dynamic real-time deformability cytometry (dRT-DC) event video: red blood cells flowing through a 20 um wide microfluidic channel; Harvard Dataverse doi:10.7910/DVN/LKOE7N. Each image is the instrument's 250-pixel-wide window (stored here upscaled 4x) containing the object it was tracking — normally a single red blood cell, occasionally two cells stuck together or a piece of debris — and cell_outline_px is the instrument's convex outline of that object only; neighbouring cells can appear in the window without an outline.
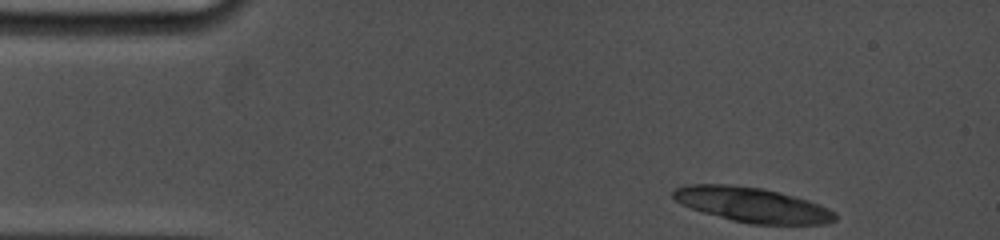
{"species": "common noctule bat (a hibernating species)", "species_latin": "Nyctalus noctula", "temperature_condition": "cold", "stored_images_in_passage": 2, "camera_frame_rate_fps": 5000, "um_per_image_px": 0.085, "animal": {"sex": "female", "body_mass_g": 19.0, "forearm_length_mm": 53.3}, "frame": {"image": 1, "passage_image": 1, "time_ms": 0.0, "image_size_px": [1000, 240], "cell_outline_px": [[836, 220], [824, 224], [752, 224], [732, 220], [704, 212], [680, 204], [672, 196], [672, 192], [676, 188], [688, 184], [728, 184], [760, 188], [780, 192], [808, 200], [820, 204], [836, 212]], "centroid_in_image_um": [63.96, 17.4], "position_along_channel_um": 21.0, "area_um2": 32.71}}